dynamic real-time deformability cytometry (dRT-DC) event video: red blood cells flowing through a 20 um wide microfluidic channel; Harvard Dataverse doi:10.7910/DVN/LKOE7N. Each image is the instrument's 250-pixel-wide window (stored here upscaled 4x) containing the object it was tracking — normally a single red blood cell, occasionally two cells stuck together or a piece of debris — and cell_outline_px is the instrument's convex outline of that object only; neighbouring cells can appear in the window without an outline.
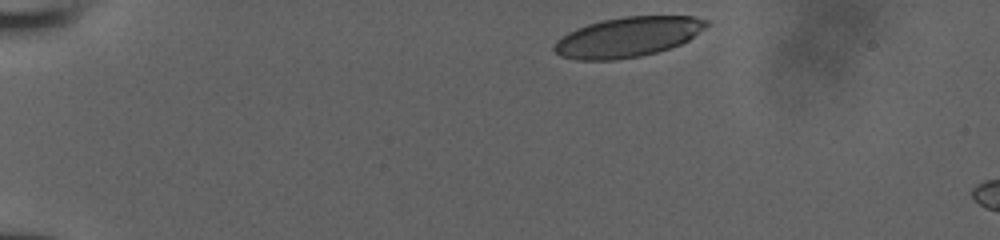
{"species": "human", "species_latin": "Homo sapiens", "temperature_condition": "room temperature", "stored_images_in_passage": 35, "camera_frame_rate_fps": 3000, "um_per_image_px": 0.085, "donor": {"sex": "male"}, "frame": {"image": 1, "passage_image": 1, "time_ms": 0.0, "image_size_px": [1000, 240], "cell_outline_px": [[708, 24], [704, 28], [688, 40], [680, 44], [656, 52], [640, 56], [616, 60], [576, 60], [560, 56], [552, 48], [556, 40], [560, 36], [576, 28], [600, 20], [624, 16], [692, 16], [708, 20]], "centroid_in_image_um": [53.31, 3.15], "position_along_channel_um": 31.7, "area_um2": 35.49}}
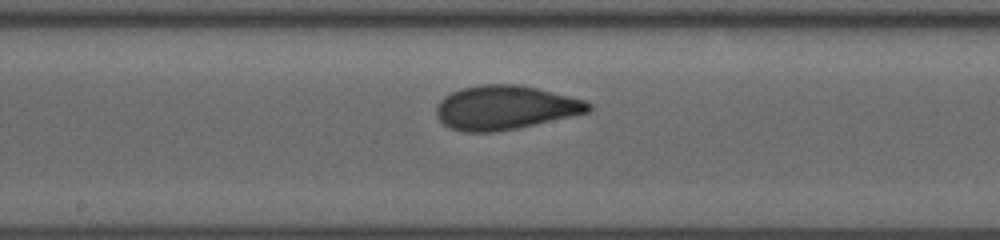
{"frame": {"image": 2, "passage_image": 20, "time_ms": 6.333, "image_size_px": [1000, 240], "cell_outline_px": [[592, 108], [588, 112], [516, 128], [496, 132], [464, 132], [452, 128], [444, 124], [436, 116], [436, 104], [444, 96], [452, 92], [464, 88], [480, 84], [520, 84], [584, 100], [592, 104]], "centroid_in_image_um": [42.9, 9.14], "position_along_channel_um": 205.3, "area_um2": 38.73}}
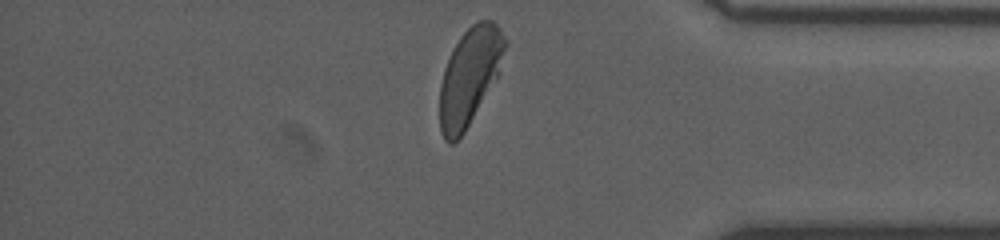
{"frame": {"image": 3, "passage_image": 35, "time_ms": 11.333, "image_size_px": [1000, 240], "cell_outline_px": [[508, 44], [500, 76], [464, 132], [452, 144], [448, 144], [444, 140], [440, 132], [440, 84], [444, 68], [452, 48], [460, 36], [476, 20], [492, 20], [496, 24]], "centroid_in_image_um": [39.94, 6.49], "position_along_channel_um": 395.3, "area_um2": 37.57}}